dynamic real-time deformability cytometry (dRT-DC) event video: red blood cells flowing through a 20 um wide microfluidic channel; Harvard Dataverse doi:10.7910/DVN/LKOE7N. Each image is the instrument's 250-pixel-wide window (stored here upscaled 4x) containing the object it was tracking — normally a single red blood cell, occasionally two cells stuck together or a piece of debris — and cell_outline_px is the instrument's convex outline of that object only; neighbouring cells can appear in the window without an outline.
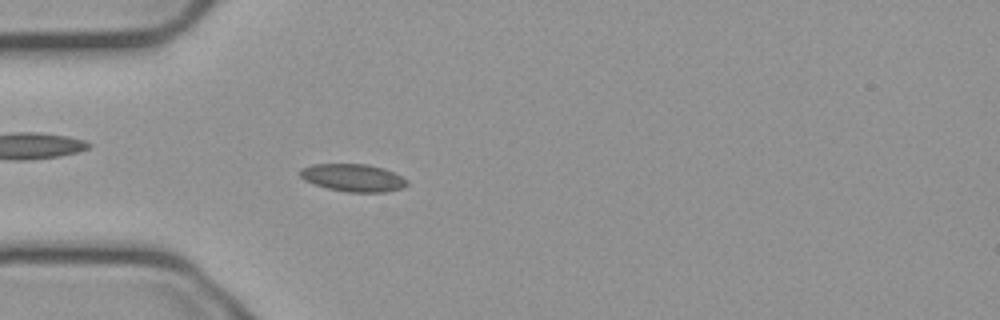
{"species": "common noctule bat (a hibernating species)", "species_latin": "Nyctalus noctula", "temperature_condition": "cold", "stored_images_in_passage": 49, "camera_frame_rate_fps": 3000, "um_per_image_px": 0.085, "animal": {"sex": "male", "body_mass_g": 23.1, "forearm_length_mm": 52.7}, "frame": {"image": 1, "passage_image": 10, "time_ms": 3.0, "image_size_px": [1000, 320], "cell_outline_px": [[408, 184], [404, 188], [388, 192], [348, 192], [328, 188], [304, 180], [300, 176], [300, 168], [312, 164], [368, 164], [384, 168], [408, 180]], "centroid_in_image_um": [30.03, 15.11], "position_along_channel_um": 55.0, "area_um2": 17.22}}
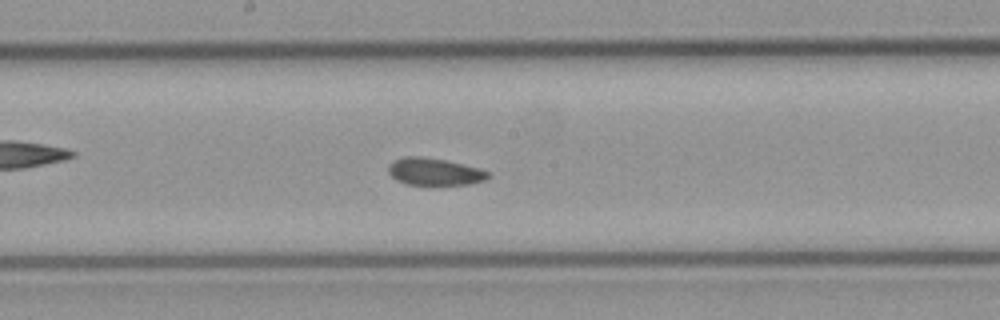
{"frame": {"image": 2, "passage_image": 23, "time_ms": 7.333, "image_size_px": [1000, 320], "cell_outline_px": [[492, 176], [484, 180], [472, 184], [408, 184], [396, 180], [388, 172], [388, 164], [392, 160], [404, 156], [420, 156], [444, 160], [480, 168], [492, 172]], "centroid_in_image_um": [36.95, 14.58], "position_along_channel_um": 211.3, "area_um2": 15.9}}
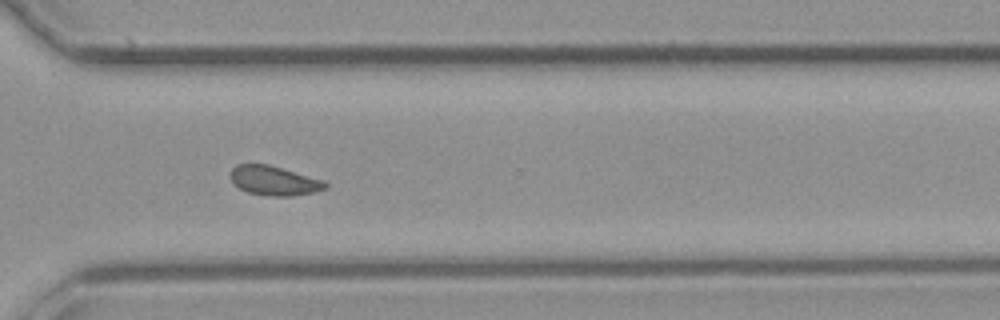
{"frame": {"image": 3, "passage_image": 34, "time_ms": 11.0, "image_size_px": [1000, 320], "cell_outline_px": [[328, 188], [316, 192], [292, 196], [268, 196], [248, 192], [232, 184], [228, 176], [232, 168], [236, 164], [268, 164], [324, 180], [328, 184]], "centroid_in_image_um": [23.28, 15.36], "position_along_channel_um": 347.3, "area_um2": 16.53}, "authors_computed_cell_mechanics": {"area_um2": 16.5308, "velocity_mm_per_s": 3.7218, "shape_relaxation_time_tau1_ms": null, "shape_relaxation_time_tau2_ms": 3.6208, "deformation_change_tau1": null, "deformation_change_tau2": 0.0819}}